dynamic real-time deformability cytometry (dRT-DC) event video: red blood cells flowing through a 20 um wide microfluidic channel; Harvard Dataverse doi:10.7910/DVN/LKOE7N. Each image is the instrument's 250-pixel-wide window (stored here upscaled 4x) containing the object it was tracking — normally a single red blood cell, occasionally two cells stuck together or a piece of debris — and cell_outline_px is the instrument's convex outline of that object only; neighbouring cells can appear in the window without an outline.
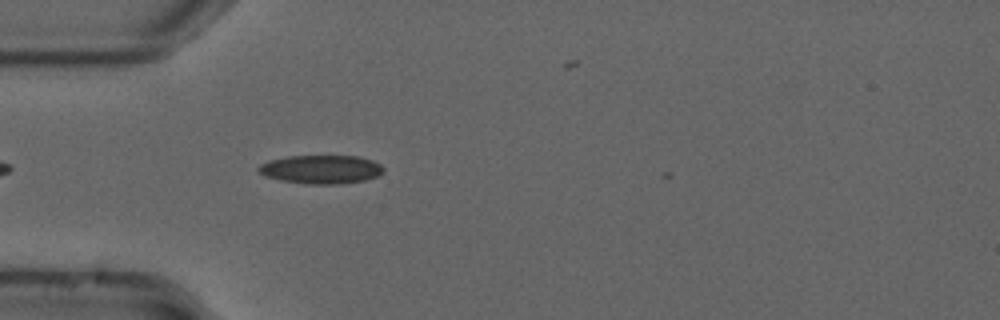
{"species": "common noctule bat (a hibernating species)", "species_latin": "Nyctalus noctula", "temperature_condition": "cold", "stored_images_in_passage": 5, "camera_frame_rate_fps": 3000, "um_per_image_px": 0.085, "animal": {"sex": "male", "forearm_length_mm": 52.5}, "frame": {"image": 1, "passage_image": 1, "time_ms": 0.0, "image_size_px": [1000, 320], "cell_outline_px": [[384, 172], [376, 176], [364, 180], [340, 184], [308, 184], [280, 180], [264, 176], [256, 168], [260, 164], [268, 160], [288, 156], [356, 156], [372, 160], [380, 164], [384, 168]], "centroid_in_image_um": [27.27, 14.39], "position_along_channel_um": 57.7, "area_um2": 20.87}}
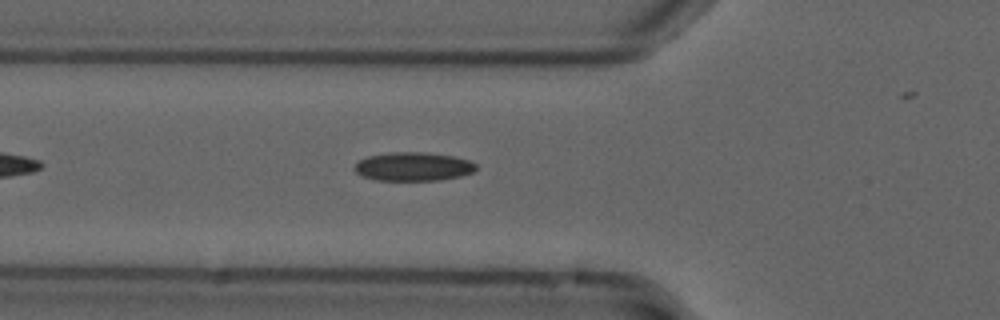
{"frame": {"image": 2, "passage_image": 4, "time_ms": 1.0, "image_size_px": [1000, 320], "cell_outline_px": [[476, 168], [472, 172], [460, 176], [440, 180], [376, 180], [364, 176], [356, 172], [356, 164], [360, 160], [368, 156], [388, 152], [424, 152], [452, 156], [468, 160], [476, 164]], "centroid_in_image_um": [35.13, 14.15], "position_along_channel_um": 90.7, "area_um2": 20.06}}